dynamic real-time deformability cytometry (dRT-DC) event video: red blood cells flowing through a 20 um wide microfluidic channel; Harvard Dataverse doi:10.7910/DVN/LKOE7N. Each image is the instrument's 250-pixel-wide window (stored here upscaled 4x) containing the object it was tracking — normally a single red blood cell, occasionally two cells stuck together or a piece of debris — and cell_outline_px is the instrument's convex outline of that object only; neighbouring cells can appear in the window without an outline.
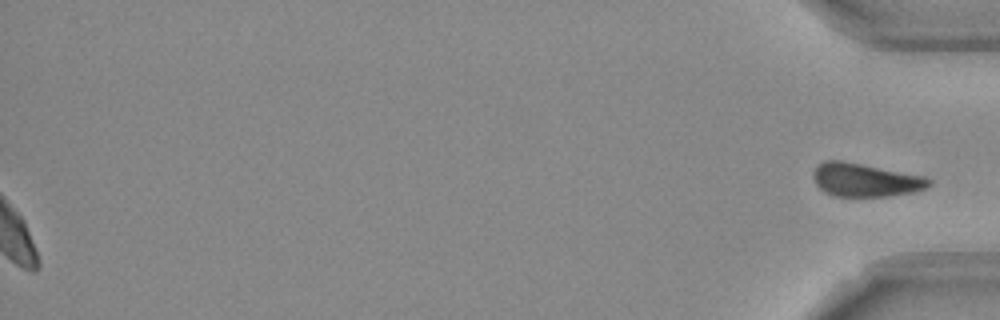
{"species": "Egyptian fruit bat (a non-hibernating species)", "species_latin": "Rousettus aegyptiacus", "temperature_condition": "room temperature", "stored_images_in_passage": 55, "segment_of_instrument_passage": [2, 2], "camera_frame_rate_fps": 3000, "um_per_image_px": 0.085, "frame": {"image": 1, "passage_image": 55, "time_ms": 18.0, "image_size_px": [1000, 320], "cell_outline_px": [[932, 184], [924, 188], [912, 192], [888, 196], [836, 196], [824, 192], [816, 184], [812, 176], [812, 172], [816, 164], [824, 160], [840, 160], [924, 176], [932, 180]], "centroid_in_image_um": [73.5, 15.29], "position_along_channel_um": 361.7, "area_um2": 22.43}}